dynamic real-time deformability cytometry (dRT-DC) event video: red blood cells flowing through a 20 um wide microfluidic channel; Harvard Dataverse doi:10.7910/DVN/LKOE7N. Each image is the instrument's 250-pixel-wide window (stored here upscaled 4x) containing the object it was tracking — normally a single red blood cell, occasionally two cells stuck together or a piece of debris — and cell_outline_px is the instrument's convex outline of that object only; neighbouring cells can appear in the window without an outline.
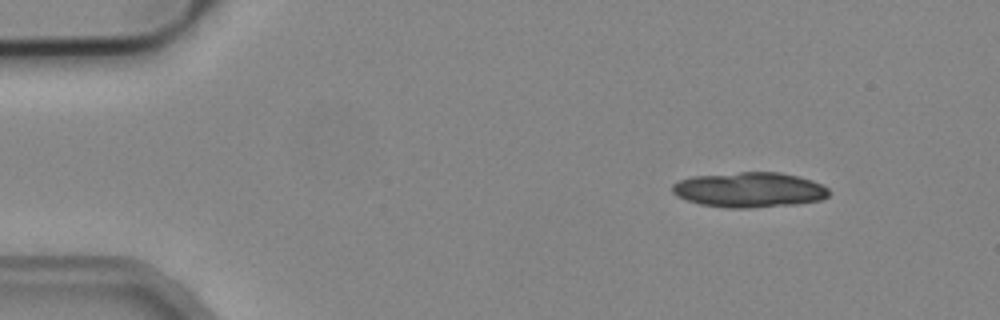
{"species": "common noctule bat (a hibernating species)", "species_latin": "Nyctalus noctula", "temperature_condition": "cold", "stored_images_in_passage": 5, "segment_of_instrument_passage": [1, 2], "camera_frame_rate_fps": 3000, "um_per_image_px": 0.085, "animal": {"sex": "male", "body_mass_g": 19.2, "forearm_length_mm": 51.8}, "frame": {"image": 1, "passage_image": 1, "time_ms": 0.0, "image_size_px": [1000, 320], "cell_outline_px": [[832, 192], [828, 196], [820, 200], [796, 204], [748, 208], [728, 208], [700, 204], [676, 196], [672, 192], [672, 184], [680, 180], [692, 176], [740, 172], [780, 172], [800, 176], [812, 180], [828, 188]], "centroid_in_image_um": [63.71, 16.13], "position_along_channel_um": 21.3, "area_um2": 32.19}}